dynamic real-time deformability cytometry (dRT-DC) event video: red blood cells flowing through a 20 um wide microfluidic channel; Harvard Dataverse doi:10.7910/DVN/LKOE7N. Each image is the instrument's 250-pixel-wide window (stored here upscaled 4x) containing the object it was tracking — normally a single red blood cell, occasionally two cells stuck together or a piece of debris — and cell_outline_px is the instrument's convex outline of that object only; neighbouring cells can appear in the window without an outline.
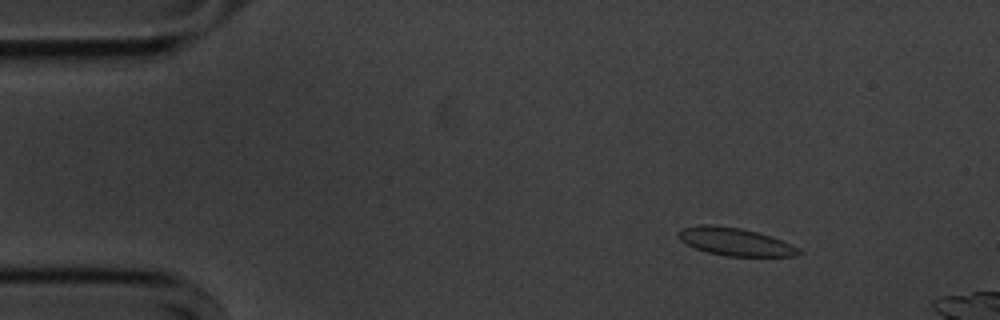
{"species": "common noctule bat (a hibernating species)", "species_latin": "Nyctalus noctula", "temperature_condition": "cold", "stored_images_in_passage": 14, "camera_frame_rate_fps": 3000, "um_per_image_px": 0.085, "animal": {"sex": "male", "body_mass_g": 20.1, "forearm_length_mm": 53.5}, "frame": {"image": 1, "passage_image": 8, "time_ms": 2.333, "image_size_px": [1000, 320], "cell_outline_px": [[804, 252], [796, 256], [724, 256], [708, 252], [696, 248], [680, 240], [680, 232], [684, 228], [696, 224], [712, 224], [740, 228], [772, 236], [800, 248]], "centroid_in_image_um": [62.54, 20.55], "position_along_channel_um": 22.5, "area_um2": 19.42}}